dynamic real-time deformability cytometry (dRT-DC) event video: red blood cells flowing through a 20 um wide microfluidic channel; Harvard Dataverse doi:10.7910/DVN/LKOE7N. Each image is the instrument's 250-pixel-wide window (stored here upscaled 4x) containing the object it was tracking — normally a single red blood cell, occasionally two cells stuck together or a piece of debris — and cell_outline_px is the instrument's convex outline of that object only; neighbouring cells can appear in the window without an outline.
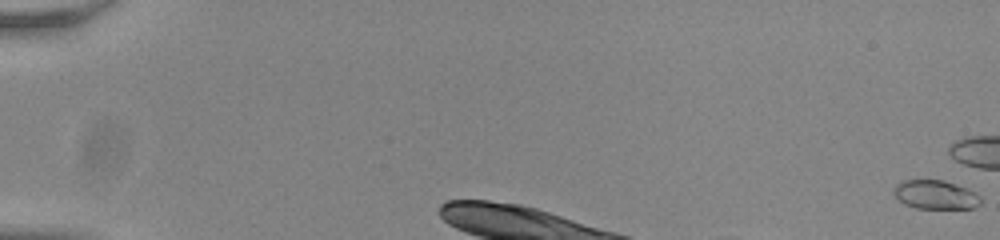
{"species": "common noctule bat (a hibernating species)", "species_latin": "Nyctalus noctula", "temperature_condition": "room temperature", "stored_images_in_passage": 14, "camera_frame_rate_fps": 3000, "um_per_image_px": 0.085, "animal": {"sex": "male", "body_mass_g": 20.0, "forearm_length_mm": 53.3}, "frame": {"image": 1, "passage_image": 1, "time_ms": 0.0, "image_size_px": [1000, 240], "cell_outline_px": [[980, 204], [972, 208], [916, 208], [904, 204], [892, 192], [892, 188], [896, 184], [904, 180], [944, 180], [968, 188], [976, 192], [980, 196]], "centroid_in_image_um": [79.51, 16.54], "position_along_channel_um": 5.5, "area_um2": 14.68}}